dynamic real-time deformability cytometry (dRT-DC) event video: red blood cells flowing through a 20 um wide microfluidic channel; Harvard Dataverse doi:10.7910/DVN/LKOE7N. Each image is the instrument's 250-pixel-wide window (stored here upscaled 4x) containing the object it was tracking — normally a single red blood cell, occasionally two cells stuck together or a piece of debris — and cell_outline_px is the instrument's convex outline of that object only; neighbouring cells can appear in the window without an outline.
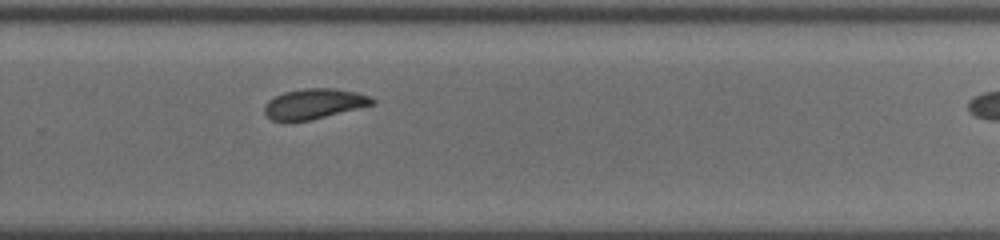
{"species": "common noctule bat (a hibernating species)", "species_latin": "Nyctalus noctula", "temperature_condition": "cold", "stored_images_in_passage": 11, "segment_of_instrument_passage": [1, 2], "camera_frame_rate_fps": 3000, "um_per_image_px": 0.085, "animal": {"sex": "female", "body_mass_g": 19.5, "forearm_length_mm": 54.1}, "frame": {"image": 1, "passage_image": 10, "time_ms": 10.667, "image_size_px": [1000, 240], "cell_outline_px": [[376, 104], [308, 120], [284, 124], [272, 120], [264, 112], [264, 104], [268, 100], [284, 92], [304, 88], [336, 88], [356, 92], [372, 96], [376, 100]], "centroid_in_image_um": [26.68, 8.84], "position_along_channel_um": 303.1, "area_um2": 19.36}}